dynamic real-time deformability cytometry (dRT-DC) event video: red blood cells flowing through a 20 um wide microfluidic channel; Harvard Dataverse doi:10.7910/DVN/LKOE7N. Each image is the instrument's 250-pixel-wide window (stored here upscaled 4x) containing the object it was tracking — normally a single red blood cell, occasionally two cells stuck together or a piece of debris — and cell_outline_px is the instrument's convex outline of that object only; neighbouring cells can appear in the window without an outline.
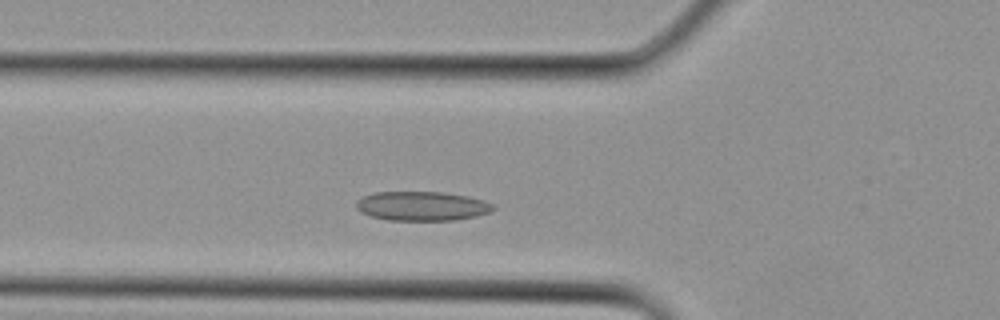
{"species": "Egyptian fruit bat (a non-hibernating species)", "species_latin": "Rousettus aegyptiacus", "temperature_condition": "cold", "stored_images_in_passage": 13, "camera_frame_rate_fps": 3000, "um_per_image_px": 0.085, "animal": {"sex": "female"}, "frame": {"image": 1, "passage_image": 3, "time_ms": 0.667, "image_size_px": [1000, 320], "cell_outline_px": [[496, 208], [488, 212], [476, 216], [452, 220], [388, 220], [372, 216], [360, 212], [356, 208], [356, 204], [364, 196], [372, 192], [444, 192], [468, 196], [484, 200], [496, 204]], "centroid_in_image_um": [35.9, 17.51], "position_along_channel_um": 89.9, "area_um2": 23.35}}
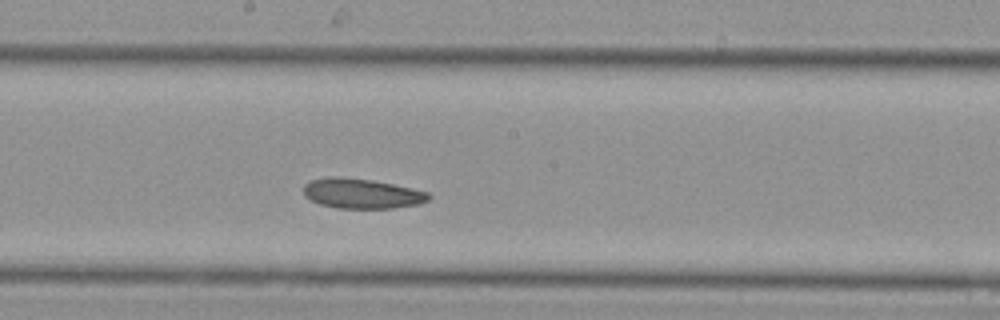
{"frame": {"image": 2, "passage_image": 9, "time_ms": 2.667, "image_size_px": [1000, 320], "cell_outline_px": [[432, 196], [428, 200], [420, 204], [392, 208], [336, 208], [320, 204], [304, 196], [304, 184], [308, 180], [328, 176], [340, 176], [372, 180], [412, 188], [428, 192]], "centroid_in_image_um": [30.73, 16.44], "position_along_channel_um": 217.5, "area_um2": 22.02}}
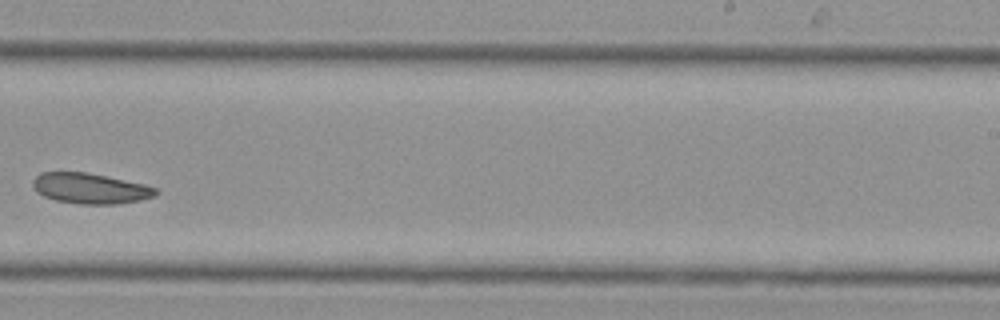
{"frame": {"image": 3, "passage_image": 12, "time_ms": 3.667, "image_size_px": [1000, 320], "cell_outline_px": [[156, 196], [140, 200], [116, 204], [76, 204], [56, 200], [44, 196], [36, 192], [32, 184], [32, 180], [40, 172], [84, 172], [144, 184], [156, 188]], "centroid_in_image_um": [7.63, 16.02], "position_along_channel_um": 281.4, "area_um2": 21.73}}